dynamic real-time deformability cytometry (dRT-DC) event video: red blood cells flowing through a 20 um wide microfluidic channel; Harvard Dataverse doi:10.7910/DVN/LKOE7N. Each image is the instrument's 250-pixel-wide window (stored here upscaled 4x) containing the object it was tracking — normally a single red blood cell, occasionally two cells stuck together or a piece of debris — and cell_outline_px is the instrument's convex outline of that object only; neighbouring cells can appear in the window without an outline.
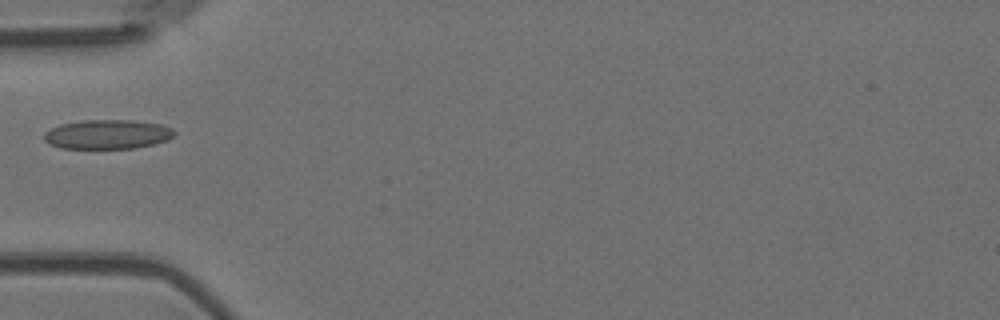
{"species": "Egyptian fruit bat (a non-hibernating species)", "species_latin": "Rousettus aegyptiacus", "temperature_condition": "room temperature", "stored_images_in_passage": 38, "camera_frame_rate_fps": 3000, "um_per_image_px": 0.085, "animal": {"sex": "female"}, "frame": {"image": 1, "passage_image": 1, "time_ms": 0.0, "image_size_px": [1000, 320], "cell_outline_px": [[176, 132], [168, 140], [152, 144], [132, 148], [60, 148], [48, 144], [44, 140], [44, 132], [60, 124], [80, 120], [132, 120], [160, 124], [172, 128]], "centroid_in_image_um": [9.1, 11.41], "position_along_channel_um": 75.9, "area_um2": 22.25}}
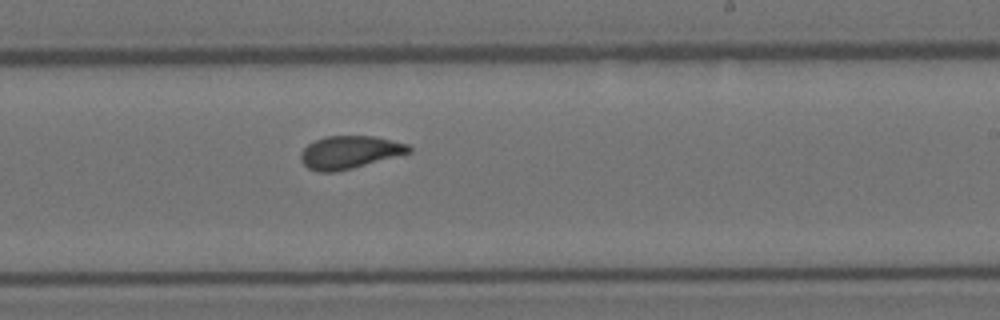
{"frame": {"image": 2, "passage_image": 16, "time_ms": 5.0, "image_size_px": [1000, 320], "cell_outline_px": [[412, 152], [352, 168], [336, 172], [320, 172], [308, 168], [300, 160], [300, 152], [308, 144], [324, 136], [376, 136], [408, 144], [412, 148]], "centroid_in_image_um": [29.71, 12.94], "position_along_channel_um": 259.3, "area_um2": 20.69}}
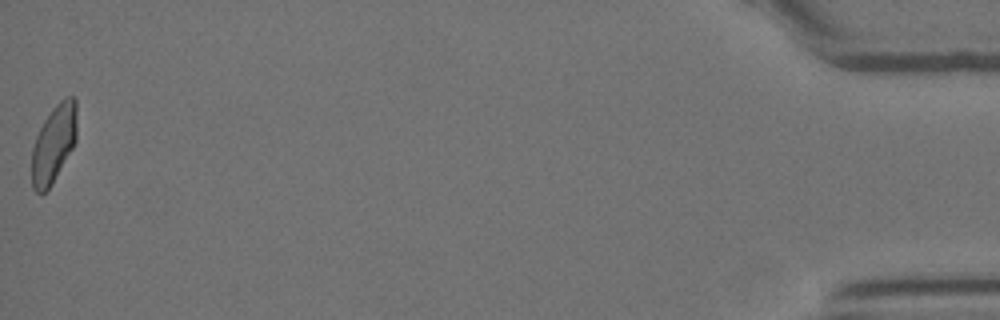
{"frame": {"image": 3, "passage_image": 38, "time_ms": 12.333, "image_size_px": [1000, 320], "cell_outline_px": [[76, 140], [72, 148], [52, 184], [40, 196], [32, 188], [32, 148], [36, 136], [44, 120], [52, 108], [64, 96], [72, 96], [76, 100]], "centroid_in_image_um": [4.56, 12.21], "position_along_channel_um": 430.6, "area_um2": 20.4}}